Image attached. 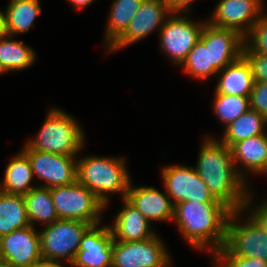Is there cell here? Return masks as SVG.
<instances>
[{
	"label": "cell",
	"mask_w": 267,
	"mask_h": 267,
	"mask_svg": "<svg viewBox=\"0 0 267 267\" xmlns=\"http://www.w3.org/2000/svg\"><path fill=\"white\" fill-rule=\"evenodd\" d=\"M195 169L216 200L231 211H248L250 192L246 180L234 166L228 146L213 137L205 138Z\"/></svg>",
	"instance_id": "cell-1"
},
{
	"label": "cell",
	"mask_w": 267,
	"mask_h": 267,
	"mask_svg": "<svg viewBox=\"0 0 267 267\" xmlns=\"http://www.w3.org/2000/svg\"><path fill=\"white\" fill-rule=\"evenodd\" d=\"M231 210L222 202L188 201L174 205L173 221L194 248L208 246L214 254L224 246Z\"/></svg>",
	"instance_id": "cell-2"
},
{
	"label": "cell",
	"mask_w": 267,
	"mask_h": 267,
	"mask_svg": "<svg viewBox=\"0 0 267 267\" xmlns=\"http://www.w3.org/2000/svg\"><path fill=\"white\" fill-rule=\"evenodd\" d=\"M124 160L87 156L77 161V181L92 191L106 206L110 193H122L126 198L131 182Z\"/></svg>",
	"instance_id": "cell-3"
},
{
	"label": "cell",
	"mask_w": 267,
	"mask_h": 267,
	"mask_svg": "<svg viewBox=\"0 0 267 267\" xmlns=\"http://www.w3.org/2000/svg\"><path fill=\"white\" fill-rule=\"evenodd\" d=\"M84 133L76 120L59 109H50L38 135L26 144L30 149L76 156L84 147Z\"/></svg>",
	"instance_id": "cell-4"
},
{
	"label": "cell",
	"mask_w": 267,
	"mask_h": 267,
	"mask_svg": "<svg viewBox=\"0 0 267 267\" xmlns=\"http://www.w3.org/2000/svg\"><path fill=\"white\" fill-rule=\"evenodd\" d=\"M59 219L78 220L99 225L105 205L88 188L75 181L65 186L50 188Z\"/></svg>",
	"instance_id": "cell-5"
},
{
	"label": "cell",
	"mask_w": 267,
	"mask_h": 267,
	"mask_svg": "<svg viewBox=\"0 0 267 267\" xmlns=\"http://www.w3.org/2000/svg\"><path fill=\"white\" fill-rule=\"evenodd\" d=\"M92 224L78 220L58 219L39 232L44 260H67L71 264L79 250L82 236Z\"/></svg>",
	"instance_id": "cell-6"
},
{
	"label": "cell",
	"mask_w": 267,
	"mask_h": 267,
	"mask_svg": "<svg viewBox=\"0 0 267 267\" xmlns=\"http://www.w3.org/2000/svg\"><path fill=\"white\" fill-rule=\"evenodd\" d=\"M167 253L157 235L142 241L113 240L112 267H170Z\"/></svg>",
	"instance_id": "cell-7"
},
{
	"label": "cell",
	"mask_w": 267,
	"mask_h": 267,
	"mask_svg": "<svg viewBox=\"0 0 267 267\" xmlns=\"http://www.w3.org/2000/svg\"><path fill=\"white\" fill-rule=\"evenodd\" d=\"M240 213L244 211H231L228 217L224 247L238 257L267 261V234L250 217L244 225L238 224Z\"/></svg>",
	"instance_id": "cell-8"
},
{
	"label": "cell",
	"mask_w": 267,
	"mask_h": 267,
	"mask_svg": "<svg viewBox=\"0 0 267 267\" xmlns=\"http://www.w3.org/2000/svg\"><path fill=\"white\" fill-rule=\"evenodd\" d=\"M174 15V16H172ZM204 23H196L187 16L169 14L159 31L160 47L174 64H182L192 47L200 40Z\"/></svg>",
	"instance_id": "cell-9"
},
{
	"label": "cell",
	"mask_w": 267,
	"mask_h": 267,
	"mask_svg": "<svg viewBox=\"0 0 267 267\" xmlns=\"http://www.w3.org/2000/svg\"><path fill=\"white\" fill-rule=\"evenodd\" d=\"M22 152L28 157L33 175L45 181L46 188L65 186L77 181L76 156H65L30 149L25 145Z\"/></svg>",
	"instance_id": "cell-10"
},
{
	"label": "cell",
	"mask_w": 267,
	"mask_h": 267,
	"mask_svg": "<svg viewBox=\"0 0 267 267\" xmlns=\"http://www.w3.org/2000/svg\"><path fill=\"white\" fill-rule=\"evenodd\" d=\"M166 193L172 204L196 202H220L216 200L195 168L186 166H167L162 170Z\"/></svg>",
	"instance_id": "cell-11"
},
{
	"label": "cell",
	"mask_w": 267,
	"mask_h": 267,
	"mask_svg": "<svg viewBox=\"0 0 267 267\" xmlns=\"http://www.w3.org/2000/svg\"><path fill=\"white\" fill-rule=\"evenodd\" d=\"M171 13L165 0H143L126 30L108 48V51L119 50L140 41L159 26L161 29Z\"/></svg>",
	"instance_id": "cell-12"
},
{
	"label": "cell",
	"mask_w": 267,
	"mask_h": 267,
	"mask_svg": "<svg viewBox=\"0 0 267 267\" xmlns=\"http://www.w3.org/2000/svg\"><path fill=\"white\" fill-rule=\"evenodd\" d=\"M0 252L4 264L12 267H28L43 259L40 235L31 225L0 237Z\"/></svg>",
	"instance_id": "cell-13"
},
{
	"label": "cell",
	"mask_w": 267,
	"mask_h": 267,
	"mask_svg": "<svg viewBox=\"0 0 267 267\" xmlns=\"http://www.w3.org/2000/svg\"><path fill=\"white\" fill-rule=\"evenodd\" d=\"M207 22L218 28L233 29L243 37L262 16V0H221Z\"/></svg>",
	"instance_id": "cell-14"
},
{
	"label": "cell",
	"mask_w": 267,
	"mask_h": 267,
	"mask_svg": "<svg viewBox=\"0 0 267 267\" xmlns=\"http://www.w3.org/2000/svg\"><path fill=\"white\" fill-rule=\"evenodd\" d=\"M200 40L210 49L211 62L219 72L242 56L244 37L236 30L204 24Z\"/></svg>",
	"instance_id": "cell-15"
},
{
	"label": "cell",
	"mask_w": 267,
	"mask_h": 267,
	"mask_svg": "<svg viewBox=\"0 0 267 267\" xmlns=\"http://www.w3.org/2000/svg\"><path fill=\"white\" fill-rule=\"evenodd\" d=\"M113 235L110 226L92 225L82 236L73 267H112Z\"/></svg>",
	"instance_id": "cell-16"
},
{
	"label": "cell",
	"mask_w": 267,
	"mask_h": 267,
	"mask_svg": "<svg viewBox=\"0 0 267 267\" xmlns=\"http://www.w3.org/2000/svg\"><path fill=\"white\" fill-rule=\"evenodd\" d=\"M129 185L126 199L150 222L173 220L174 205L168 195L154 187Z\"/></svg>",
	"instance_id": "cell-17"
},
{
	"label": "cell",
	"mask_w": 267,
	"mask_h": 267,
	"mask_svg": "<svg viewBox=\"0 0 267 267\" xmlns=\"http://www.w3.org/2000/svg\"><path fill=\"white\" fill-rule=\"evenodd\" d=\"M124 207L116 215L115 223L110 230L115 241H142L156 234L150 228V222L126 199Z\"/></svg>",
	"instance_id": "cell-18"
},
{
	"label": "cell",
	"mask_w": 267,
	"mask_h": 267,
	"mask_svg": "<svg viewBox=\"0 0 267 267\" xmlns=\"http://www.w3.org/2000/svg\"><path fill=\"white\" fill-rule=\"evenodd\" d=\"M233 163L238 173L245 178V173L237 165H243L251 173H264L267 169V134L256 135L241 140L230 147Z\"/></svg>",
	"instance_id": "cell-19"
},
{
	"label": "cell",
	"mask_w": 267,
	"mask_h": 267,
	"mask_svg": "<svg viewBox=\"0 0 267 267\" xmlns=\"http://www.w3.org/2000/svg\"><path fill=\"white\" fill-rule=\"evenodd\" d=\"M220 79L215 94L249 96L254 79L250 64L241 56L238 60L219 71Z\"/></svg>",
	"instance_id": "cell-20"
},
{
	"label": "cell",
	"mask_w": 267,
	"mask_h": 267,
	"mask_svg": "<svg viewBox=\"0 0 267 267\" xmlns=\"http://www.w3.org/2000/svg\"><path fill=\"white\" fill-rule=\"evenodd\" d=\"M30 226L23 195L0 193V237Z\"/></svg>",
	"instance_id": "cell-21"
},
{
	"label": "cell",
	"mask_w": 267,
	"mask_h": 267,
	"mask_svg": "<svg viewBox=\"0 0 267 267\" xmlns=\"http://www.w3.org/2000/svg\"><path fill=\"white\" fill-rule=\"evenodd\" d=\"M5 10L6 31L10 36L28 32L41 13L39 0H10Z\"/></svg>",
	"instance_id": "cell-22"
},
{
	"label": "cell",
	"mask_w": 267,
	"mask_h": 267,
	"mask_svg": "<svg viewBox=\"0 0 267 267\" xmlns=\"http://www.w3.org/2000/svg\"><path fill=\"white\" fill-rule=\"evenodd\" d=\"M33 176L30 161L21 151L7 165L4 181L0 188L3 193L25 195L34 188L30 185Z\"/></svg>",
	"instance_id": "cell-23"
},
{
	"label": "cell",
	"mask_w": 267,
	"mask_h": 267,
	"mask_svg": "<svg viewBox=\"0 0 267 267\" xmlns=\"http://www.w3.org/2000/svg\"><path fill=\"white\" fill-rule=\"evenodd\" d=\"M264 125L267 126V120L258 112L249 109L225 127L224 137L220 142L230 148L241 140L266 134Z\"/></svg>",
	"instance_id": "cell-24"
},
{
	"label": "cell",
	"mask_w": 267,
	"mask_h": 267,
	"mask_svg": "<svg viewBox=\"0 0 267 267\" xmlns=\"http://www.w3.org/2000/svg\"><path fill=\"white\" fill-rule=\"evenodd\" d=\"M23 197L31 226L36 221H41L48 225L59 219L49 188L34 187Z\"/></svg>",
	"instance_id": "cell-25"
},
{
	"label": "cell",
	"mask_w": 267,
	"mask_h": 267,
	"mask_svg": "<svg viewBox=\"0 0 267 267\" xmlns=\"http://www.w3.org/2000/svg\"><path fill=\"white\" fill-rule=\"evenodd\" d=\"M143 0H114L105 35V46L110 47L126 30Z\"/></svg>",
	"instance_id": "cell-26"
},
{
	"label": "cell",
	"mask_w": 267,
	"mask_h": 267,
	"mask_svg": "<svg viewBox=\"0 0 267 267\" xmlns=\"http://www.w3.org/2000/svg\"><path fill=\"white\" fill-rule=\"evenodd\" d=\"M0 39V62L7 72L28 68L35 61V52L20 41Z\"/></svg>",
	"instance_id": "cell-27"
},
{
	"label": "cell",
	"mask_w": 267,
	"mask_h": 267,
	"mask_svg": "<svg viewBox=\"0 0 267 267\" xmlns=\"http://www.w3.org/2000/svg\"><path fill=\"white\" fill-rule=\"evenodd\" d=\"M181 65L186 73L202 80L218 73L212 65L209 47L201 40L192 47Z\"/></svg>",
	"instance_id": "cell-28"
},
{
	"label": "cell",
	"mask_w": 267,
	"mask_h": 267,
	"mask_svg": "<svg viewBox=\"0 0 267 267\" xmlns=\"http://www.w3.org/2000/svg\"><path fill=\"white\" fill-rule=\"evenodd\" d=\"M215 95L214 112L226 126L250 109L249 96Z\"/></svg>",
	"instance_id": "cell-29"
},
{
	"label": "cell",
	"mask_w": 267,
	"mask_h": 267,
	"mask_svg": "<svg viewBox=\"0 0 267 267\" xmlns=\"http://www.w3.org/2000/svg\"><path fill=\"white\" fill-rule=\"evenodd\" d=\"M251 39H250V38ZM250 40V41H249ZM244 45L253 53L267 55V15L262 16L244 36Z\"/></svg>",
	"instance_id": "cell-30"
},
{
	"label": "cell",
	"mask_w": 267,
	"mask_h": 267,
	"mask_svg": "<svg viewBox=\"0 0 267 267\" xmlns=\"http://www.w3.org/2000/svg\"><path fill=\"white\" fill-rule=\"evenodd\" d=\"M212 256L222 267H267V261L261 258H243L231 254L224 246Z\"/></svg>",
	"instance_id": "cell-31"
},
{
	"label": "cell",
	"mask_w": 267,
	"mask_h": 267,
	"mask_svg": "<svg viewBox=\"0 0 267 267\" xmlns=\"http://www.w3.org/2000/svg\"><path fill=\"white\" fill-rule=\"evenodd\" d=\"M242 56L250 64L254 81L267 82V55L253 53L244 45Z\"/></svg>",
	"instance_id": "cell-32"
},
{
	"label": "cell",
	"mask_w": 267,
	"mask_h": 267,
	"mask_svg": "<svg viewBox=\"0 0 267 267\" xmlns=\"http://www.w3.org/2000/svg\"><path fill=\"white\" fill-rule=\"evenodd\" d=\"M250 109L267 120V82L254 81L249 95Z\"/></svg>",
	"instance_id": "cell-33"
},
{
	"label": "cell",
	"mask_w": 267,
	"mask_h": 267,
	"mask_svg": "<svg viewBox=\"0 0 267 267\" xmlns=\"http://www.w3.org/2000/svg\"><path fill=\"white\" fill-rule=\"evenodd\" d=\"M258 205L252 212L250 211L249 217L267 234V201Z\"/></svg>",
	"instance_id": "cell-34"
},
{
	"label": "cell",
	"mask_w": 267,
	"mask_h": 267,
	"mask_svg": "<svg viewBox=\"0 0 267 267\" xmlns=\"http://www.w3.org/2000/svg\"><path fill=\"white\" fill-rule=\"evenodd\" d=\"M167 2V5L169 6V9L172 13L181 12L188 13L190 10V5L194 0H165Z\"/></svg>",
	"instance_id": "cell-35"
},
{
	"label": "cell",
	"mask_w": 267,
	"mask_h": 267,
	"mask_svg": "<svg viewBox=\"0 0 267 267\" xmlns=\"http://www.w3.org/2000/svg\"><path fill=\"white\" fill-rule=\"evenodd\" d=\"M28 267H64V266H62L58 261H48L42 259L36 263H33Z\"/></svg>",
	"instance_id": "cell-36"
},
{
	"label": "cell",
	"mask_w": 267,
	"mask_h": 267,
	"mask_svg": "<svg viewBox=\"0 0 267 267\" xmlns=\"http://www.w3.org/2000/svg\"><path fill=\"white\" fill-rule=\"evenodd\" d=\"M7 35L5 12L0 11V39L6 37Z\"/></svg>",
	"instance_id": "cell-37"
},
{
	"label": "cell",
	"mask_w": 267,
	"mask_h": 267,
	"mask_svg": "<svg viewBox=\"0 0 267 267\" xmlns=\"http://www.w3.org/2000/svg\"><path fill=\"white\" fill-rule=\"evenodd\" d=\"M71 4H73L76 8H84L94 0H69Z\"/></svg>",
	"instance_id": "cell-38"
},
{
	"label": "cell",
	"mask_w": 267,
	"mask_h": 267,
	"mask_svg": "<svg viewBox=\"0 0 267 267\" xmlns=\"http://www.w3.org/2000/svg\"><path fill=\"white\" fill-rule=\"evenodd\" d=\"M7 71L3 67L2 63L0 62V74L6 73Z\"/></svg>",
	"instance_id": "cell-39"
},
{
	"label": "cell",
	"mask_w": 267,
	"mask_h": 267,
	"mask_svg": "<svg viewBox=\"0 0 267 267\" xmlns=\"http://www.w3.org/2000/svg\"><path fill=\"white\" fill-rule=\"evenodd\" d=\"M4 264V260H3V257H2V254L0 252V267Z\"/></svg>",
	"instance_id": "cell-40"
},
{
	"label": "cell",
	"mask_w": 267,
	"mask_h": 267,
	"mask_svg": "<svg viewBox=\"0 0 267 267\" xmlns=\"http://www.w3.org/2000/svg\"><path fill=\"white\" fill-rule=\"evenodd\" d=\"M1 267H12V266L7 265V264H3Z\"/></svg>",
	"instance_id": "cell-41"
},
{
	"label": "cell",
	"mask_w": 267,
	"mask_h": 267,
	"mask_svg": "<svg viewBox=\"0 0 267 267\" xmlns=\"http://www.w3.org/2000/svg\"><path fill=\"white\" fill-rule=\"evenodd\" d=\"M216 267H222L219 263L216 264Z\"/></svg>",
	"instance_id": "cell-42"
}]
</instances>
